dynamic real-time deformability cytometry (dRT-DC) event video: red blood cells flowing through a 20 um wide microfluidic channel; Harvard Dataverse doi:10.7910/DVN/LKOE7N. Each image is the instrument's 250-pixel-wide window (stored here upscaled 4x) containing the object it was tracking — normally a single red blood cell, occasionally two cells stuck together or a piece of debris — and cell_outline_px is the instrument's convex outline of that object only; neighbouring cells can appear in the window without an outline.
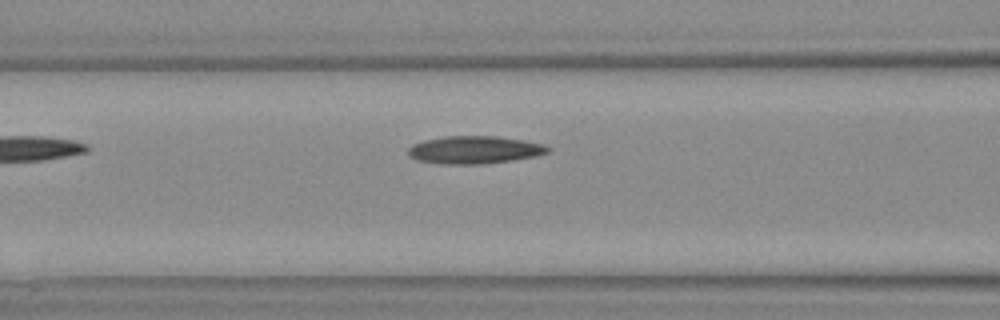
{"species": "Egyptian fruit bat (a non-hibernating species)", "species_latin": "Rousettus aegyptiacus", "temperature_condition": "warm", "stored_images_in_passage": 7, "segment_of_instrument_passage": [1, 2], "camera_frame_rate_fps": 3000, "um_per_image_px": 0.085, "animal": {"sex": "female"}, "frame": {"image": 1, "passage_image": 6, "time_ms": 7.0, "image_size_px": [1000, 320], "cell_outline_px": [[552, 148], [548, 152], [536, 156], [512, 160], [484, 164], [444, 164], [416, 160], [408, 156], [408, 148], [412, 144], [424, 140], [444, 136], [496, 136], [524, 140], [544, 144]], "centroid_in_image_um": [40.32, 12.73], "position_along_channel_um": 126.3, "area_um2": 22.72}}